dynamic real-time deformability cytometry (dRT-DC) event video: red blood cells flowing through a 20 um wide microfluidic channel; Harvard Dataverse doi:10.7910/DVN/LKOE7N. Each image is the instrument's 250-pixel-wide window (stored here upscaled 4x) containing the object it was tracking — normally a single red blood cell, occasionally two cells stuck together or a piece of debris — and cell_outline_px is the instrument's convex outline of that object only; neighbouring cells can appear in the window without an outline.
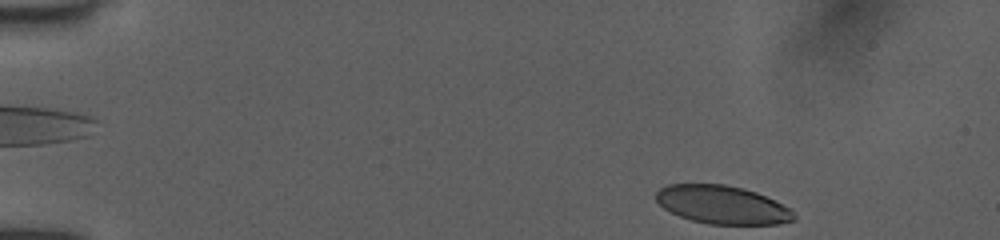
{"species": "human", "species_latin": "Homo sapiens", "temperature_condition": "room temperature", "stored_images_in_passage": 46, "camera_frame_rate_fps": 3000, "um_per_image_px": 0.085, "donor": {"sex": "female"}, "frame": {"image": 1, "passage_image": 1, "time_ms": 0.0, "image_size_px": [1000, 240], "cell_outline_px": [[796, 220], [780, 224], [708, 224], [692, 220], [680, 216], [664, 208], [656, 200], [656, 192], [660, 188], [668, 184], [724, 184], [744, 188], [756, 192], [792, 208], [796, 216]], "centroid_in_image_um": [61.44, 17.4], "position_along_channel_um": 23.6, "area_um2": 30.87}}
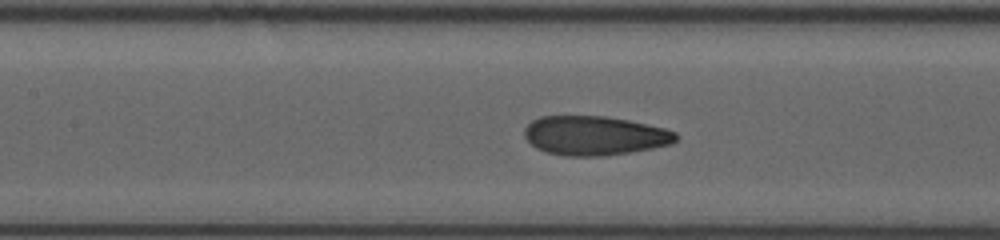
{"frame": {"image": 2, "passage_image": 19, "time_ms": 6.0, "image_size_px": [1000, 240], "cell_outline_px": [[680, 136], [672, 144], [652, 148], [628, 152], [600, 156], [564, 156], [548, 152], [536, 148], [524, 136], [524, 128], [532, 120], [540, 116], [608, 116], [628, 120], [664, 128], [676, 132]], "centroid_in_image_um": [50.54, 11.52], "position_along_channel_um": 156.9, "area_um2": 34.62}}
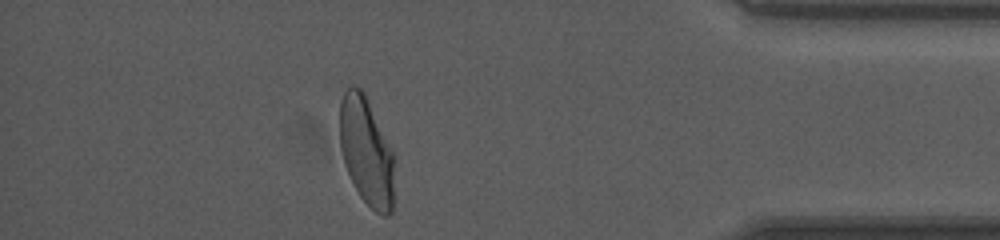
{"frame": {"image": 3, "passage_image": 40, "time_ms": 13.0, "image_size_px": [1000, 240], "cell_outline_px": [[396, 156], [392, 212], [388, 216], [380, 216], [360, 196], [344, 164], [340, 148], [340, 104], [344, 92], [352, 84], [360, 88], [364, 92]], "centroid_in_image_um": [31.18, 12.88], "position_along_channel_um": 404.0, "area_um2": 34.91}, "authors_computed_cell_mechanics": {"area_um2": 34.8245, "velocity_mm_per_s": 4.0109, "shape_relaxation_time_tau1_ms": 5.1551, "shape_relaxation_time_tau2_ms": 0.8954, "deformation_change_tau1": 0.1756, "deformation_change_tau2": 0.0621}}